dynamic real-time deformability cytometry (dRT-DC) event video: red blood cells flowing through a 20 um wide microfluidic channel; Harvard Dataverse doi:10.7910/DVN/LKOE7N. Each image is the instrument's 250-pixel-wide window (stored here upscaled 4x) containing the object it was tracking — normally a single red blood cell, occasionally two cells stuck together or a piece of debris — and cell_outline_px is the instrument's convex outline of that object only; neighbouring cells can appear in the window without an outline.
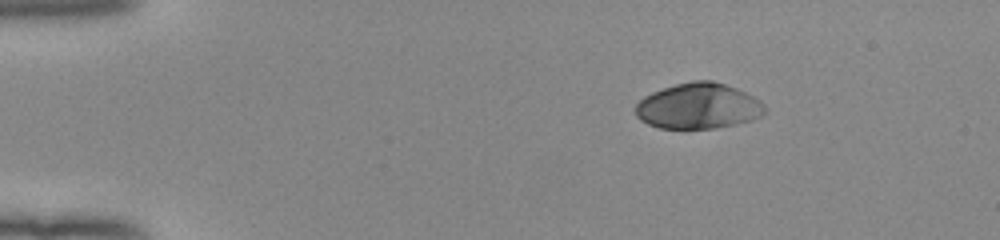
{"species": "human", "species_latin": "Homo sapiens", "temperature_condition": "room temperature", "stored_images_in_passage": 45, "camera_frame_rate_fps": 3000, "um_per_image_px": 0.085, "donor": {"sex": "female"}, "frame": {"image": 1, "passage_image": 1, "time_ms": 0.0, "image_size_px": [1000, 240], "cell_outline_px": [[768, 112], [764, 116], [752, 120], [736, 124], [716, 128], [660, 128], [648, 124], [640, 120], [636, 116], [636, 104], [644, 96], [652, 92], [676, 84], [692, 80], [712, 80], [736, 88], [760, 100], [768, 108]], "centroid_in_image_um": [59.4, 9.02], "position_along_channel_um": 25.6, "area_um2": 34.62}}
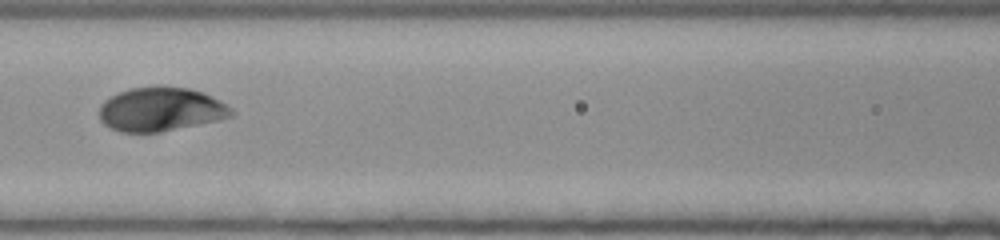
{"frame": {"image": 2, "passage_image": 17, "time_ms": 5.333, "image_size_px": [1000, 240], "cell_outline_px": [[236, 112], [232, 116], [220, 120], [160, 132], [120, 132], [108, 128], [100, 120], [100, 104], [104, 100], [128, 88], [160, 84], [188, 88], [204, 92], [212, 96], [232, 108]], "centroid_in_image_um": [13.67, 9.27], "position_along_channel_um": 152.9, "area_um2": 34.45}}
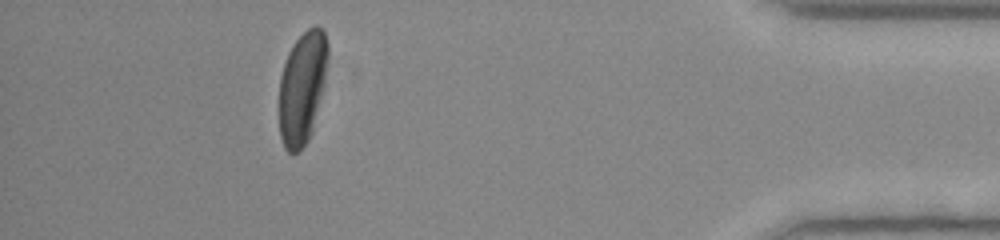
{"frame": {"image": 3, "passage_image": 40, "time_ms": 13.0, "image_size_px": [1000, 240], "cell_outline_px": [[328, 56], [320, 96], [312, 132], [308, 140], [292, 156], [284, 148], [280, 136], [280, 76], [288, 52], [292, 44], [308, 28], [316, 24], [324, 32], [328, 44]], "centroid_in_image_um": [25.67, 7.44], "position_along_channel_um": 409.5, "area_um2": 31.44}, "authors_computed_cell_mechanics": {"area_um2": 33.6396, "velocity_mm_per_s": 3.9541, "shape_relaxation_time_tau1_ms": 1.7908, "shape_relaxation_time_tau2_ms": null, "deformation_change_tau1": 0.1398, "deformation_change_tau2": null}}